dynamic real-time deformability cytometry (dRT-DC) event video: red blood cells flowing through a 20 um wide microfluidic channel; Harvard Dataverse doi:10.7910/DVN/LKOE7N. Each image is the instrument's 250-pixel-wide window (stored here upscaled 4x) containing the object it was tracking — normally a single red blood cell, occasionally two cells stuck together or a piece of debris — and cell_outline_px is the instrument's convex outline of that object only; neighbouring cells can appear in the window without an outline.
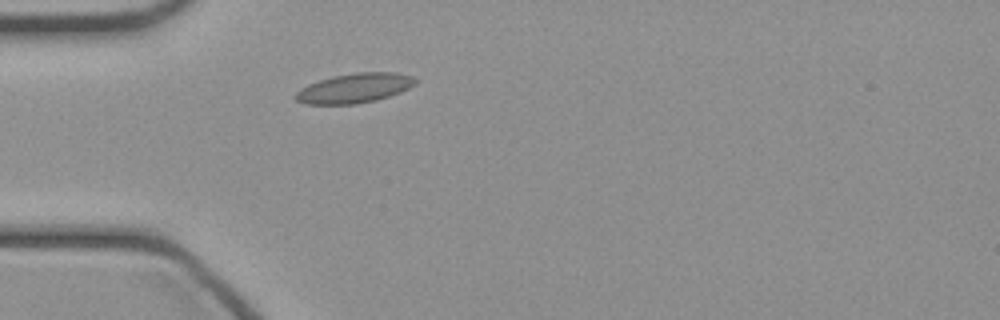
{"species": "common noctule bat (a hibernating species)", "species_latin": "Nyctalus noctula", "temperature_condition": "cold", "stored_images_in_passage": 34, "camera_frame_rate_fps": 3000, "um_per_image_px": 0.085, "animal": {"sex": "female", "body_mass_g": 21.9}, "frame": {"image": 1, "passage_image": 1, "time_ms": 0.0, "image_size_px": [1000, 320], "cell_outline_px": [[420, 80], [416, 84], [400, 92], [376, 100], [356, 104], [304, 104], [296, 100], [292, 96], [300, 88], [308, 84], [332, 76], [356, 72], [396, 72], [412, 76]], "centroid_in_image_um": [30.13, 7.48], "position_along_channel_um": 54.9, "area_um2": 20.87}}
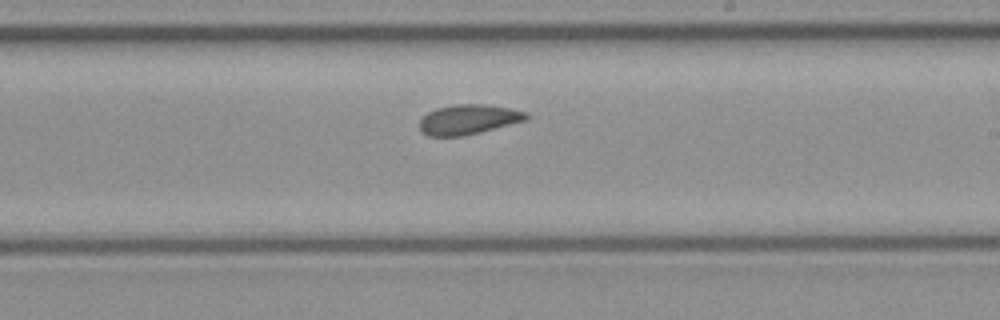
{"frame": {"image": 2, "passage_image": 15, "time_ms": 4.667, "image_size_px": [1000, 320], "cell_outline_px": [[528, 120], [464, 136], [428, 136], [420, 132], [420, 120], [428, 112], [436, 108], [456, 104], [484, 104], [508, 108], [528, 112]], "centroid_in_image_um": [39.81, 10.16], "position_along_channel_um": 249.2, "area_um2": 18.61}}
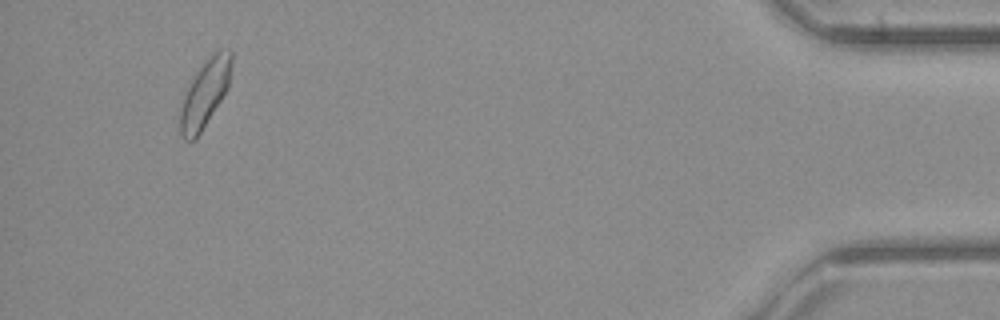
{"frame": {"image": 3, "passage_image": 32, "time_ms": 10.333, "image_size_px": [1000, 320], "cell_outline_px": [[232, 64], [228, 88], [196, 140], [184, 140], [180, 132], [180, 108], [184, 96], [196, 72], [208, 56], [212, 52], [228, 48], [232, 52]], "centroid_in_image_um": [17.43, 7.92], "position_along_channel_um": 417.8, "area_um2": 20.06}}